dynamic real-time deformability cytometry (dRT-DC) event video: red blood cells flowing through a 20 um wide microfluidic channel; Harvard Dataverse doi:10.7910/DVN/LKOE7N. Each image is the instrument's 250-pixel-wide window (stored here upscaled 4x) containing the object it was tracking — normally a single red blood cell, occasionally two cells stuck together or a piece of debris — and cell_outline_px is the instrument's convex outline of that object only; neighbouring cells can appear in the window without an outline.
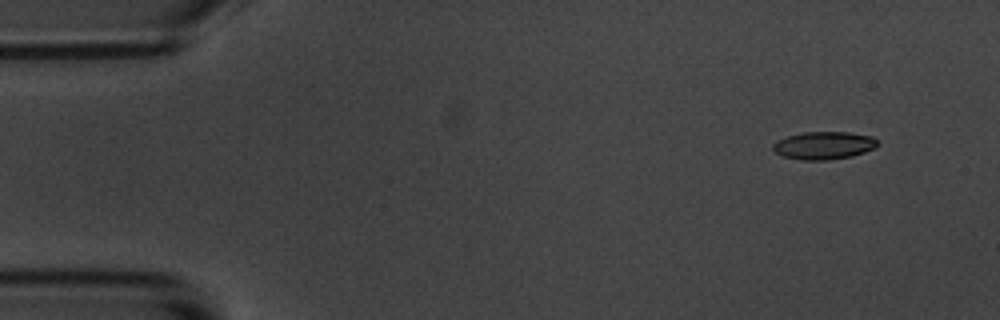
{"species": "common noctule bat (a hibernating species)", "species_latin": "Nyctalus noctula", "temperature_condition": "room temperature", "stored_images_in_passage": 7, "camera_frame_rate_fps": 3000, "um_per_image_px": 0.085, "animal": {"sex": "male", "body_mass_g": 20.1, "forearm_length_mm": 53.5}, "frame": {"image": 1, "passage_image": 1, "time_ms": 0.0, "image_size_px": [1000, 320], "cell_outline_px": [[880, 144], [864, 152], [852, 156], [828, 160], [800, 160], [784, 156], [776, 152], [772, 148], [772, 144], [776, 140], [788, 136], [804, 132], [848, 132], [872, 136]], "centroid_in_image_um": [70.01, 12.36], "position_along_channel_um": 15.0, "area_um2": 16.88}}
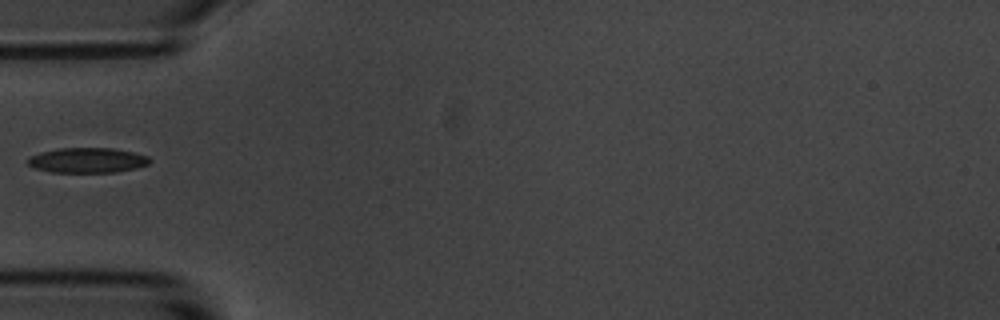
{"frame": {"image": 2, "passage_image": 5, "time_ms": 4.667, "image_size_px": [1000, 320], "cell_outline_px": [[152, 160], [148, 164], [136, 168], [116, 172], [52, 172], [36, 168], [28, 164], [28, 156], [40, 152], [60, 148], [112, 148], [132, 152], [148, 156]], "centroid_in_image_um": [7.43, 13.62], "position_along_channel_um": 77.6, "area_um2": 17.74}}
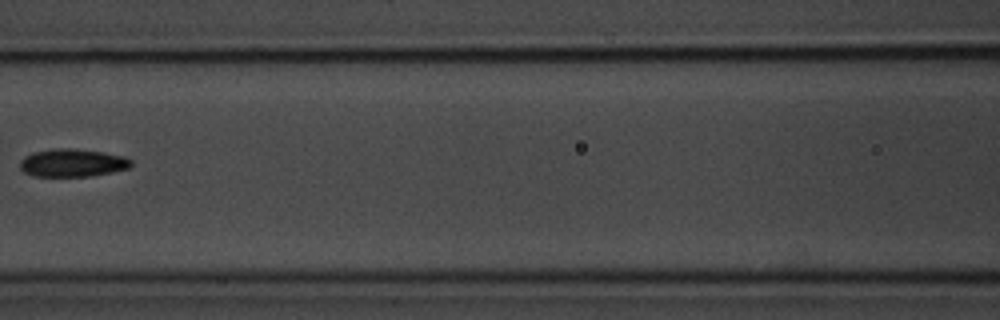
{"frame": {"image": 3, "passage_image": 7, "time_ms": 7.0, "image_size_px": [1000, 320], "cell_outline_px": [[132, 164], [128, 168], [88, 176], [32, 176], [24, 172], [20, 168], [20, 160], [24, 156], [32, 152], [52, 148], [72, 148], [104, 152], [124, 156], [132, 160]], "centroid_in_image_um": [6.11, 13.82], "position_along_channel_um": 160.5, "area_um2": 18.09}}